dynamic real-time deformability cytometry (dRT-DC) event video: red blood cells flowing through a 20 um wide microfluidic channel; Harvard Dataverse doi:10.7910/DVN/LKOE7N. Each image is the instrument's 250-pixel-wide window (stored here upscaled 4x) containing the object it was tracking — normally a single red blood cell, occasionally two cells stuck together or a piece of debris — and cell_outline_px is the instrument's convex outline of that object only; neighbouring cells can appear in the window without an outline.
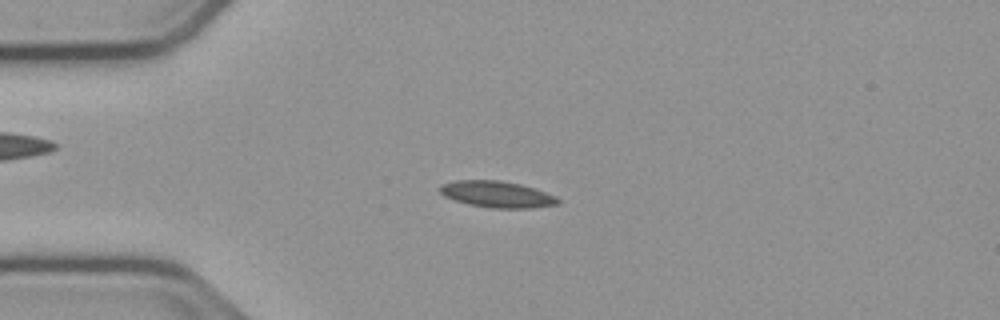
{"species": "common noctule bat (a hibernating species)", "species_latin": "Nyctalus noctula", "temperature_condition": "cold", "stored_images_in_passage": 54, "camera_frame_rate_fps": 3000, "um_per_image_px": 0.085, "animal": {"sex": "male", "body_mass_g": 23.1, "forearm_length_mm": 52.7}, "frame": {"image": 1, "passage_image": 13, "time_ms": 4.0, "image_size_px": [1000, 320], "cell_outline_px": [[560, 204], [532, 208], [488, 208], [468, 204], [444, 196], [436, 188], [440, 184], [456, 180], [500, 180], [520, 184], [556, 196], [560, 200]], "centroid_in_image_um": [42.21, 16.51], "position_along_channel_um": 42.8, "area_um2": 18.26}}
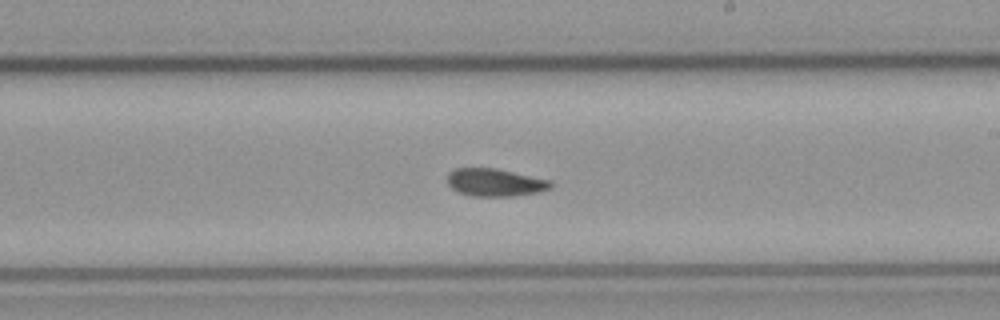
{"frame": {"image": 2, "passage_image": 31, "time_ms": 10.0, "image_size_px": [1000, 320], "cell_outline_px": [[556, 184], [552, 188], [540, 192], [512, 196], [472, 196], [456, 192], [448, 184], [448, 172], [456, 168], [496, 168], [552, 180]], "centroid_in_image_um": [42.13, 15.51], "position_along_channel_um": 246.9, "area_um2": 16.99}}
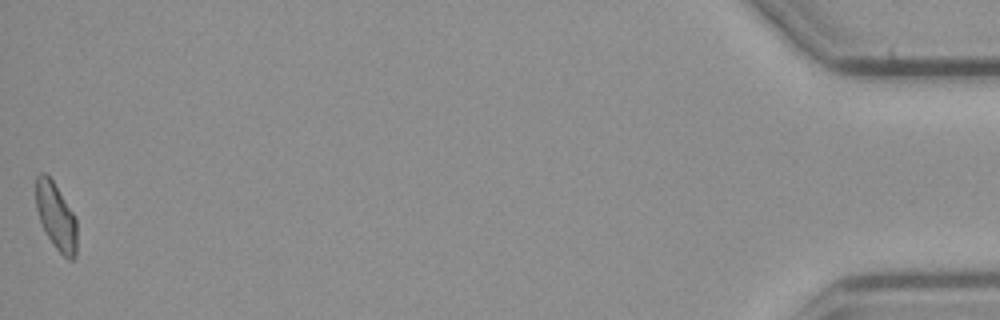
{"frame": {"image": 3, "passage_image": 54, "time_ms": 17.667, "image_size_px": [1000, 320], "cell_outline_px": [[76, 256], [72, 260], [68, 260], [56, 248], [48, 236], [40, 220], [36, 208], [36, 176], [40, 172], [44, 172], [52, 180], [76, 216]], "centroid_in_image_um": [4.77, 18.38], "position_along_channel_um": 430.4, "area_um2": 15.84}, "authors_computed_cell_mechanics": {"area_um2": 16.9065, "velocity_mm_per_s": 3.7537, "shape_relaxation_time_tau1_ms": null, "shape_relaxation_time_tau2_ms": 5.1005, "deformation_change_tau1": null, "deformation_change_tau2": 0.097}}